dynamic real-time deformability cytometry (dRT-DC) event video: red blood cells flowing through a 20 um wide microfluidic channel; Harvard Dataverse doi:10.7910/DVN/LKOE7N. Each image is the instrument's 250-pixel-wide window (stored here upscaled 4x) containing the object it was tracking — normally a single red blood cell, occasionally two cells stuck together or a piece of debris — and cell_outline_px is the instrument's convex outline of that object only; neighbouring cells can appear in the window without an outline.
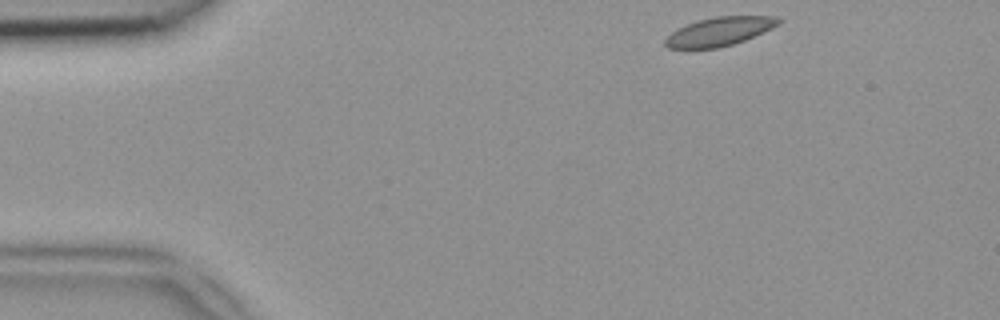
{"species": "common noctule bat (a hibernating species)", "species_latin": "Nyctalus noctula", "temperature_condition": "room temperature", "stored_images_in_passage": 44, "camera_frame_rate_fps": 3000, "um_per_image_px": 0.085, "animal": {"sex": "female", "body_mass_g": 18.4}, "frame": {"image": 1, "passage_image": 1, "time_ms": 0.0, "image_size_px": [1000, 320], "cell_outline_px": [[780, 24], [772, 28], [744, 40], [720, 48], [668, 48], [664, 44], [664, 40], [672, 32], [696, 20], [716, 16], [776, 16], [780, 20]], "centroid_in_image_um": [61.15, 2.67], "position_along_channel_um": 23.8, "area_um2": 18.73}}
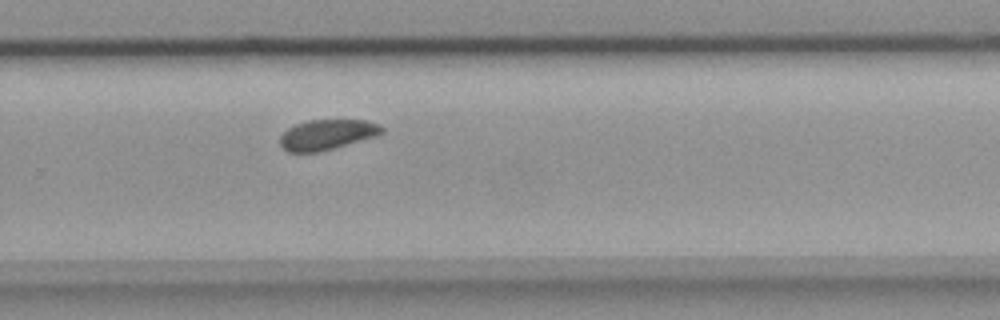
{"frame": {"image": 2, "passage_image": 27, "time_ms": 8.667, "image_size_px": [1000, 320], "cell_outline_px": [[384, 132], [380, 136], [316, 152], [288, 152], [280, 144], [280, 136], [288, 128], [296, 124], [308, 120], [368, 120], [380, 124], [384, 128]], "centroid_in_image_um": [27.86, 11.43], "position_along_channel_um": 301.9, "area_um2": 18.03}}
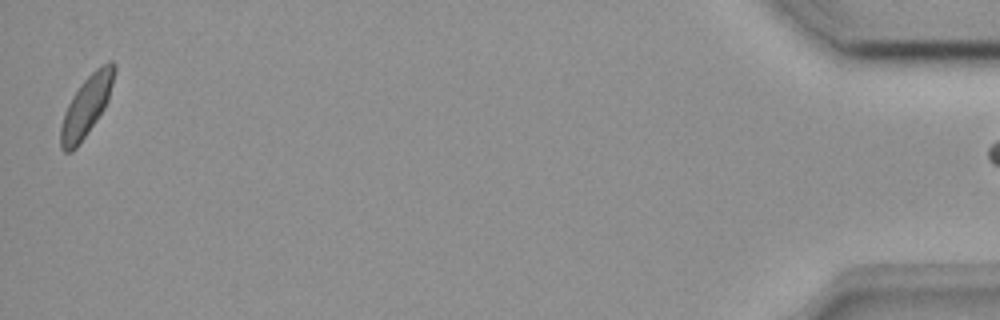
{"frame": {"image": 3, "passage_image": 43, "time_ms": 14.0, "image_size_px": [1000, 320], "cell_outline_px": [[116, 72], [108, 100], [104, 108], [96, 120], [76, 148], [72, 152], [64, 152], [60, 148], [60, 128], [64, 112], [72, 96], [80, 84], [100, 64], [108, 60], [112, 60], [116, 64]], "centroid_in_image_um": [7.35, 8.97], "position_along_channel_um": 427.8, "area_um2": 18.9}}